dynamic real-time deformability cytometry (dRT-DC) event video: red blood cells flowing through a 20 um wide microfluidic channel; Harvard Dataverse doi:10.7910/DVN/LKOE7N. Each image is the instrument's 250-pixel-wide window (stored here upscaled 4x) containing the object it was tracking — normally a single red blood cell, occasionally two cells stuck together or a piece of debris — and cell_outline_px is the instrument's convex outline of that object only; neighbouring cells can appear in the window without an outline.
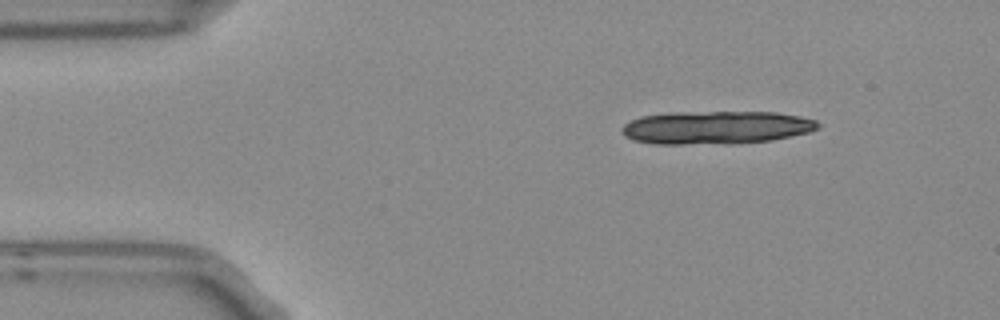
{"species": "Egyptian fruit bat (a non-hibernating species)", "species_latin": "Rousettus aegyptiacus", "temperature_condition": "room temperature", "stored_images_in_passage": 5, "camera_frame_rate_fps": 3000, "um_per_image_px": 0.085, "frame": {"image": 1, "passage_image": 1, "time_ms": 0.0, "image_size_px": [1000, 320], "cell_outline_px": [[820, 128], [808, 132], [772, 140], [732, 144], [656, 144], [632, 140], [624, 136], [620, 128], [624, 124], [640, 116], [672, 112], [776, 112], [800, 116], [816, 120], [820, 124]], "centroid_in_image_um": [60.85, 10.84], "position_along_channel_um": 24.1, "area_um2": 38.21}}